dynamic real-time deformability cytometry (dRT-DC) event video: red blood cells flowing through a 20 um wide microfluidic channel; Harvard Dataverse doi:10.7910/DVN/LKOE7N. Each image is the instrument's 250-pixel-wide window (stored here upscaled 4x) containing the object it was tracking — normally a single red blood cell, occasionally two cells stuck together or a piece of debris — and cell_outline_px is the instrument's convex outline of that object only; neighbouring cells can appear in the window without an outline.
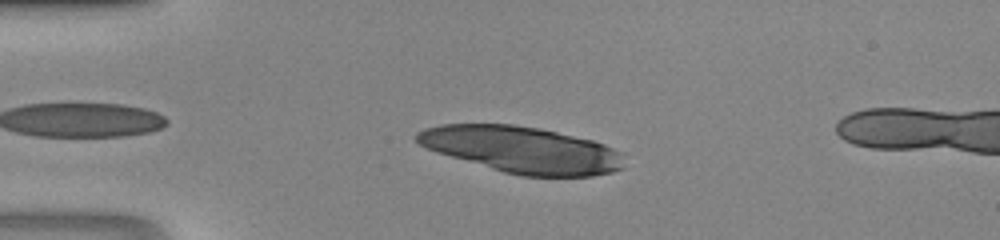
{"species": "human", "species_latin": "Homo sapiens", "temperature_condition": "room temperature", "stored_images_in_passage": 18, "camera_frame_rate_fps": 3000, "um_per_image_px": 0.085, "donor": {"sex": "male"}, "frame": {"image": 1, "passage_image": 1, "time_ms": 0.0, "image_size_px": [1000, 240], "cell_outline_px": [[624, 168], [612, 172], [592, 176], [520, 176], [504, 172], [436, 152], [420, 144], [416, 140], [416, 132], [424, 128], [440, 124], [512, 124], [540, 128], [592, 140], [604, 144], [620, 152]], "centroid_in_image_um": [44.35, 12.72], "position_along_channel_um": 40.6, "area_um2": 55.89}}